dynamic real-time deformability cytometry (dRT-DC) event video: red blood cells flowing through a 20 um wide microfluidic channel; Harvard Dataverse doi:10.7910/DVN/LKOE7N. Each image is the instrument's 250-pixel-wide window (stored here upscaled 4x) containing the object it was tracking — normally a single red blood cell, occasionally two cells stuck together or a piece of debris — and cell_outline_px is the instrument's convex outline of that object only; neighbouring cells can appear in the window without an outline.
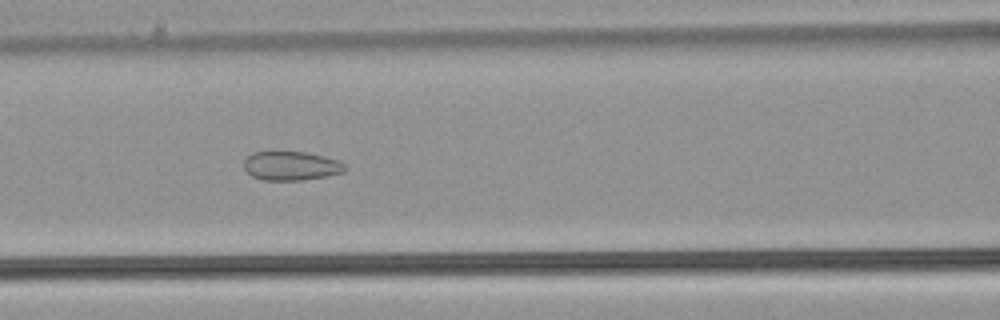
{"species": "common noctule bat (a hibernating species)", "species_latin": "Nyctalus noctula", "temperature_condition": "warm", "stored_images_in_passage": 52, "camera_frame_rate_fps": 3000, "um_per_image_px": 0.085, "animal": {"sex": "male", "body_mass_g": 21.5, "forearm_length_mm": 52.0}, "frame": {"image": 1, "passage_image": 23, "time_ms": 7.333, "image_size_px": [1000, 320], "cell_outline_px": [[348, 168], [344, 172], [328, 176], [304, 180], [264, 180], [252, 176], [244, 168], [244, 160], [252, 152], [308, 152], [340, 160]], "centroid_in_image_um": [24.79, 14.1], "position_along_channel_um": 141.8, "area_um2": 17.22}}
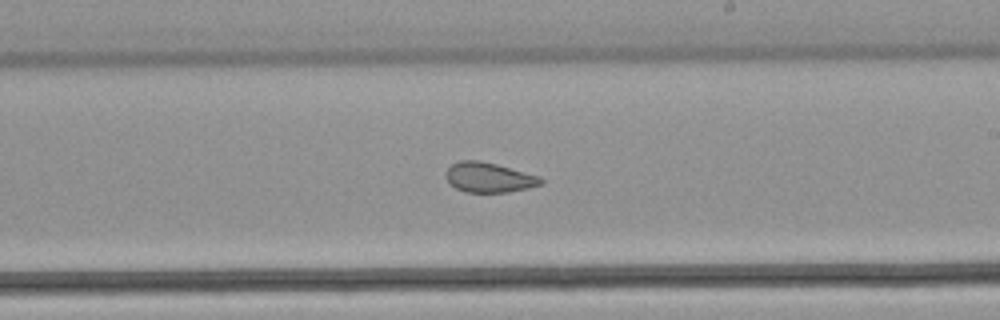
{"frame": {"image": 2, "passage_image": 31, "time_ms": 10.0, "image_size_px": [1000, 320], "cell_outline_px": [[544, 184], [528, 188], [508, 192], [464, 192], [456, 188], [444, 176], [444, 172], [452, 164], [460, 160], [480, 160], [496, 164], [540, 176], [544, 180]], "centroid_in_image_um": [41.57, 15.08], "position_along_channel_um": 247.4, "area_um2": 16.65}}
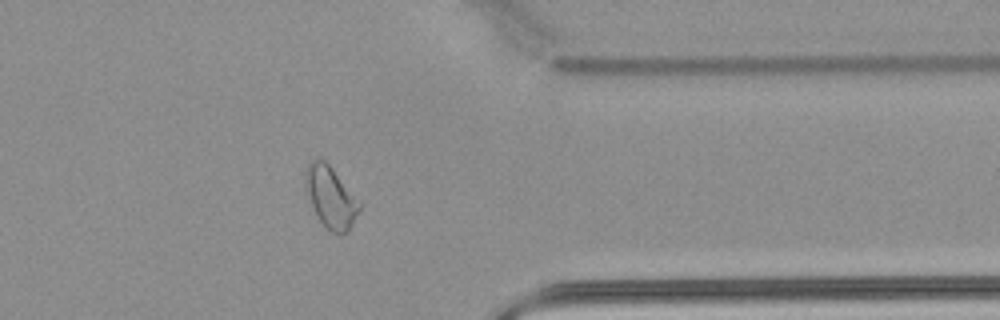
{"frame": {"image": 3, "passage_image": 42, "time_ms": 13.667, "image_size_px": [1000, 320], "cell_outline_px": [[364, 204], [348, 232], [332, 232], [320, 220], [308, 196], [304, 184], [304, 172], [308, 164], [316, 156], [320, 156], [332, 168]], "centroid_in_image_um": [28.14, 16.7], "position_along_channel_um": 383.3, "area_um2": 19.48}, "authors_computed_cell_mechanics": {"area_um2": 21.1259, "velocity_mm_per_s": 3.972, "shape_relaxation_time_tau1_ms": null, "shape_relaxation_time_tau2_ms": 1.223, "deformation_change_tau1": null, "deformation_change_tau2": 0.0734}}